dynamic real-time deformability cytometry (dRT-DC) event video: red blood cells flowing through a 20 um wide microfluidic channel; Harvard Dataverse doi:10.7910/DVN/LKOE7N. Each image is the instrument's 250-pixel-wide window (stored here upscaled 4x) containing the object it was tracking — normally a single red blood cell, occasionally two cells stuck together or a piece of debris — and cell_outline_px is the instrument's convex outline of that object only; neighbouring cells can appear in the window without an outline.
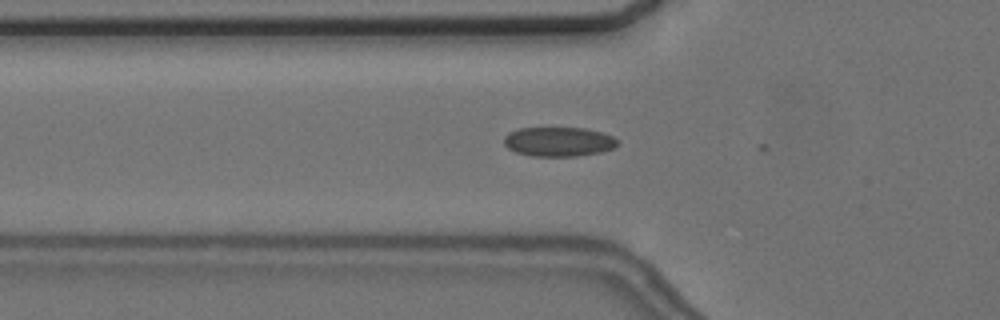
{"species": "common noctule bat (a hibernating species)", "species_latin": "Nyctalus noctula", "temperature_condition": "cold", "stored_images_in_passage": 6, "camera_frame_rate_fps": 3000, "um_per_image_px": 0.085, "animal": {"sex": "female", "body_mass_g": 24.6, "forearm_length_mm": 56.2}, "frame": {"image": 1, "passage_image": 2, "time_ms": 0.333, "image_size_px": [1000, 320], "cell_outline_px": [[620, 144], [612, 148], [600, 152], [576, 156], [532, 156], [516, 152], [508, 148], [504, 144], [504, 136], [508, 132], [520, 128], [584, 128], [600, 132], [612, 136], [620, 140]], "centroid_in_image_um": [47.48, 12.04], "position_along_channel_um": 78.3, "area_um2": 19.48}}
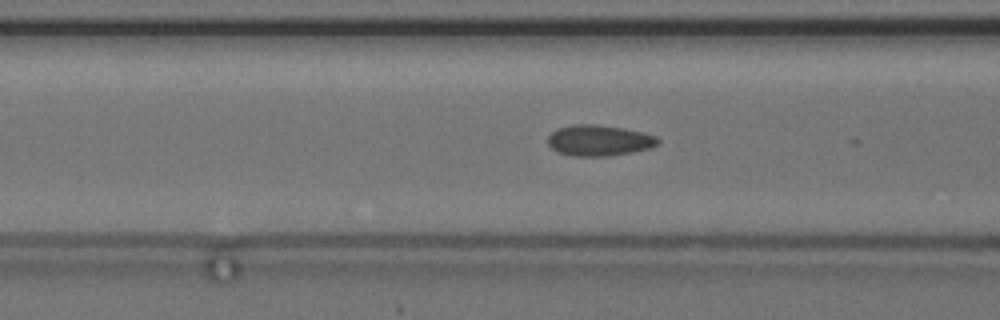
{"frame": {"image": 2, "passage_image": 5, "time_ms": 1.333, "image_size_px": [1000, 320], "cell_outline_px": [[660, 140], [652, 148], [632, 152], [608, 156], [572, 156], [556, 152], [548, 144], [548, 136], [556, 128], [572, 124], [596, 124], [624, 128], [656, 136]], "centroid_in_image_um": [50.89, 11.93], "position_along_channel_um": 115.7, "area_um2": 19.94}}